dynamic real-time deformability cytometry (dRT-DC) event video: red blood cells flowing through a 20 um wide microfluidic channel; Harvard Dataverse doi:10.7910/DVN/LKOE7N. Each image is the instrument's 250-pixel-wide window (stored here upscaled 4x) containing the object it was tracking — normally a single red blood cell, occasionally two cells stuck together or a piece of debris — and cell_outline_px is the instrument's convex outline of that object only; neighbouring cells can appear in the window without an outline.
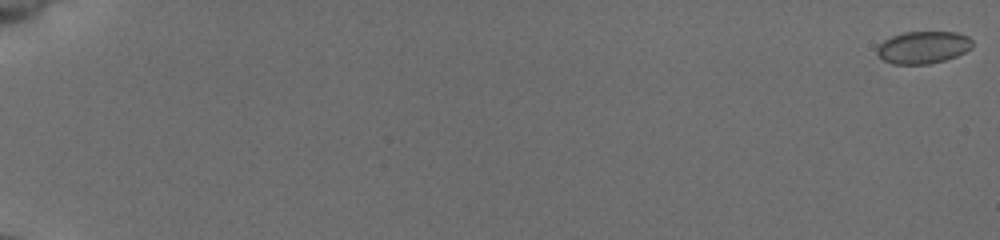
{"species": "common noctule bat (a hibernating species)", "species_latin": "Nyctalus noctula", "temperature_condition": "cold", "stored_images_in_passage": 56, "camera_frame_rate_fps": 3000, "um_per_image_px": 0.085, "animal": {"sex": "female", "body_mass_g": 19.5, "forearm_length_mm": 54.1}, "frame": {"image": 1, "passage_image": 1, "time_ms": 0.0, "image_size_px": [1000, 240], "cell_outline_px": [[972, 48], [956, 56], [944, 60], [928, 64], [892, 64], [884, 60], [876, 52], [876, 48], [884, 40], [892, 36], [904, 32], [956, 32], [968, 36], [972, 40]], "centroid_in_image_um": [78.47, 4.02], "position_along_channel_um": 6.5, "area_um2": 17.92}}
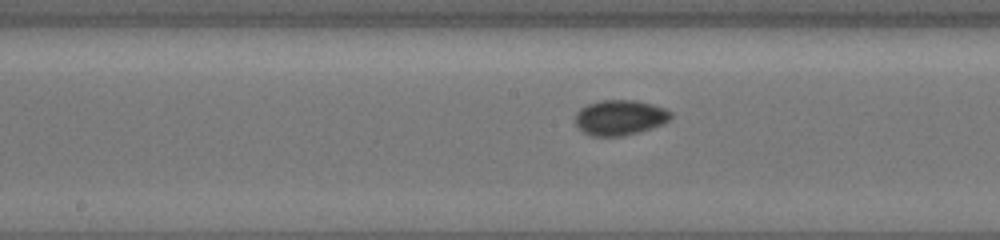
{"frame": {"image": 2, "passage_image": 32, "time_ms": 10.333, "image_size_px": [1000, 240], "cell_outline_px": [[672, 116], [668, 120], [660, 124], [624, 136], [592, 136], [584, 132], [576, 124], [576, 112], [580, 108], [588, 104], [600, 100], [636, 100], [652, 104], [664, 108], [672, 112]], "centroid_in_image_um": [52.67, 9.97], "position_along_channel_um": 195.5, "area_um2": 19.36}}
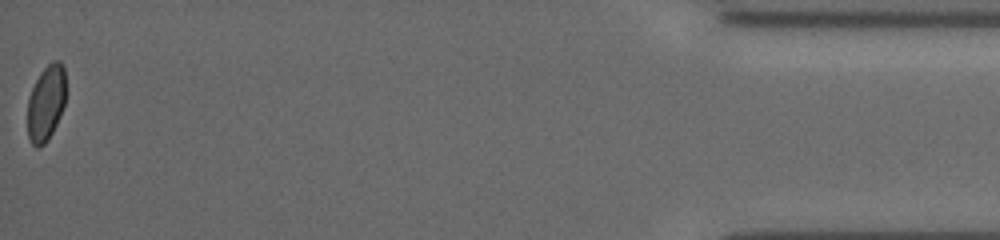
{"frame": {"image": 3, "passage_image": 56, "time_ms": 18.333, "image_size_px": [1000, 240], "cell_outline_px": [[64, 104], [56, 124], [48, 140], [44, 144], [36, 148], [32, 144], [28, 136], [28, 96], [40, 72], [52, 60], [60, 60], [64, 64]], "centroid_in_image_um": [3.9, 8.74], "position_along_channel_um": 431.3, "area_um2": 16.76}, "authors_computed_cell_mechanics": {"area_um2": 17.918, "velocity_mm_per_s": 3.9209, "shape_relaxation_time_tau1_ms": 1.9649, "shape_relaxation_time_tau2_ms": 3.8876, "deformation_change_tau1": 0.0415, "deformation_change_tau2": 0.0429}}